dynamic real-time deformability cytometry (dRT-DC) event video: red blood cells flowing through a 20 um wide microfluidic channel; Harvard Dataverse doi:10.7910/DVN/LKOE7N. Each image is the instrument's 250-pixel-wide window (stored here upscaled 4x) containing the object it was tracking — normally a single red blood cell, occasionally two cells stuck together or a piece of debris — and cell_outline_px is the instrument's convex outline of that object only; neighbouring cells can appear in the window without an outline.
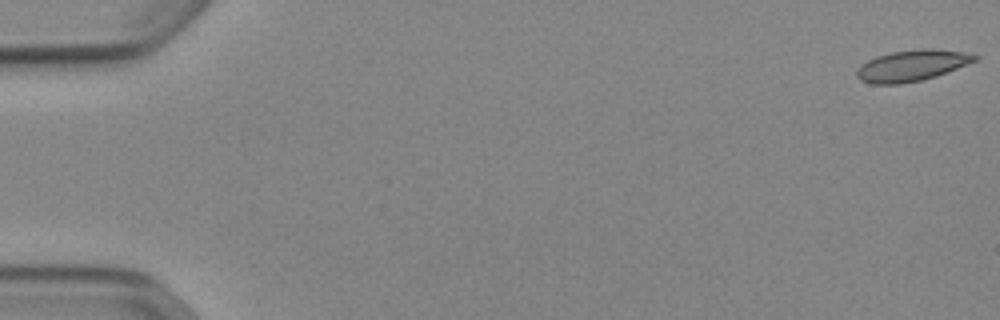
{"species": "Egyptian fruit bat (a non-hibernating species)", "species_latin": "Rousettus aegyptiacus", "temperature_condition": "cold", "stored_images_in_passage": 53, "camera_frame_rate_fps": 3000, "um_per_image_px": 0.085, "animal": {"sex": "female"}, "frame": {"image": 1, "passage_image": 1, "time_ms": 0.0, "image_size_px": [1000, 320], "cell_outline_px": [[980, 56], [976, 60], [936, 76], [920, 80], [900, 84], [872, 84], [860, 80], [856, 76], [856, 72], [860, 64], [876, 56], [892, 52], [920, 48], [928, 48], [964, 52]], "centroid_in_image_um": [77.46, 5.57], "position_along_channel_um": 7.5, "area_um2": 21.27}}
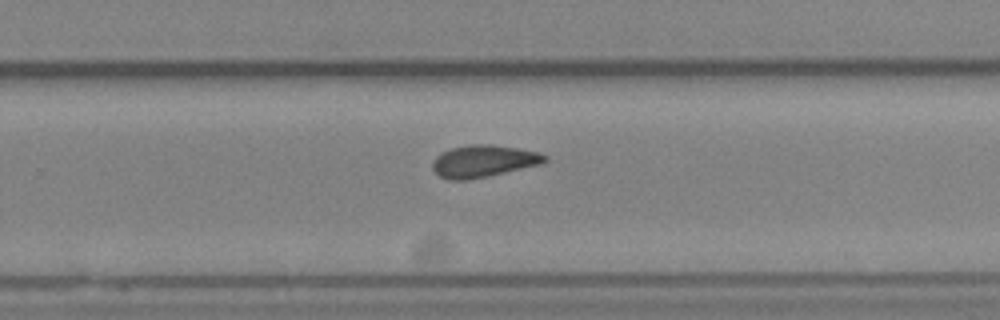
{"frame": {"image": 2, "passage_image": 35, "time_ms": 11.333, "image_size_px": [1000, 320], "cell_outline_px": [[548, 160], [544, 164], [488, 176], [468, 180], [448, 180], [440, 176], [432, 168], [432, 160], [436, 156], [452, 148], [468, 144], [488, 144], [516, 148], [540, 152], [548, 156]], "centroid_in_image_um": [41.13, 13.7], "position_along_channel_um": 288.7, "area_um2": 21.15}}
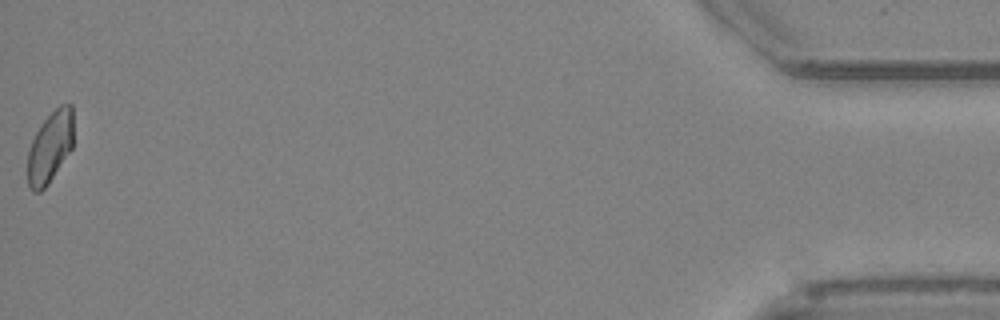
{"frame": {"image": 3, "passage_image": 53, "time_ms": 17.333, "image_size_px": [1000, 320], "cell_outline_px": [[72, 148], [48, 184], [40, 192], [32, 192], [28, 184], [28, 152], [32, 140], [40, 124], [60, 104], [72, 104]], "centroid_in_image_um": [4.24, 12.51], "position_along_channel_um": 431.0, "area_um2": 18.84}, "authors_computed_cell_mechanics": {"area_um2": 20.7502, "velocity_mm_per_s": 3.8895, "shape_relaxation_time_tau1_ms": null, "shape_relaxation_time_tau2_ms": 4.7905, "deformation_change_tau1": null, "deformation_change_tau2": 0.0908}}